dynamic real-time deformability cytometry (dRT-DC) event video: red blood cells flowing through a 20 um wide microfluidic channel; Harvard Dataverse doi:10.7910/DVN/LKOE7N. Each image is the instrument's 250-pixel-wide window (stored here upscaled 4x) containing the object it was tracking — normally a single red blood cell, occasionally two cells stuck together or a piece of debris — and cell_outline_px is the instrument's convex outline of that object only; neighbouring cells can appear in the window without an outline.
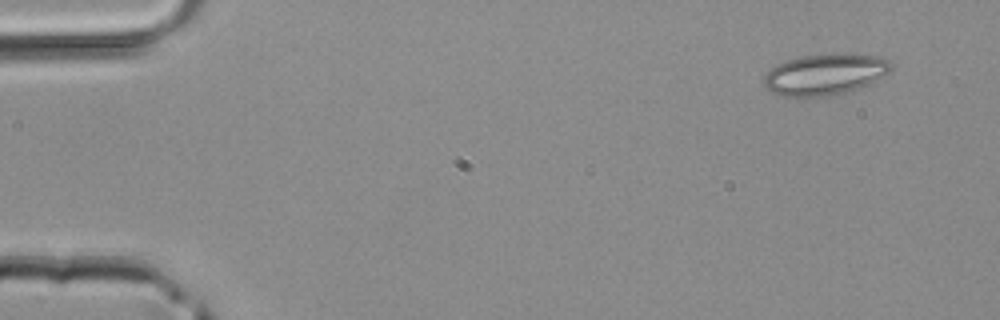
{"species": "common noctule bat (a hibernating species)", "species_latin": "Nyctalus noctula", "temperature_condition": "room temperature", "stored_images_in_passage": 3, "camera_frame_rate_fps": 3000, "um_per_image_px": 0.085, "animal": {"sex": "male", "body_mass_g": 20.4}, "frame": {"image": 1, "passage_image": 1, "time_ms": 0.0, "image_size_px": [1000, 320], "cell_outline_px": [[892, 68], [888, 72], [868, 84], [860, 88], [828, 96], [800, 100], [784, 96], [772, 92], [764, 88], [764, 76], [776, 64], [788, 60], [804, 56], [876, 56], [888, 60], [892, 64]], "centroid_in_image_um": [70.03, 6.41], "position_along_channel_um": 15.0, "area_um2": 29.94}}